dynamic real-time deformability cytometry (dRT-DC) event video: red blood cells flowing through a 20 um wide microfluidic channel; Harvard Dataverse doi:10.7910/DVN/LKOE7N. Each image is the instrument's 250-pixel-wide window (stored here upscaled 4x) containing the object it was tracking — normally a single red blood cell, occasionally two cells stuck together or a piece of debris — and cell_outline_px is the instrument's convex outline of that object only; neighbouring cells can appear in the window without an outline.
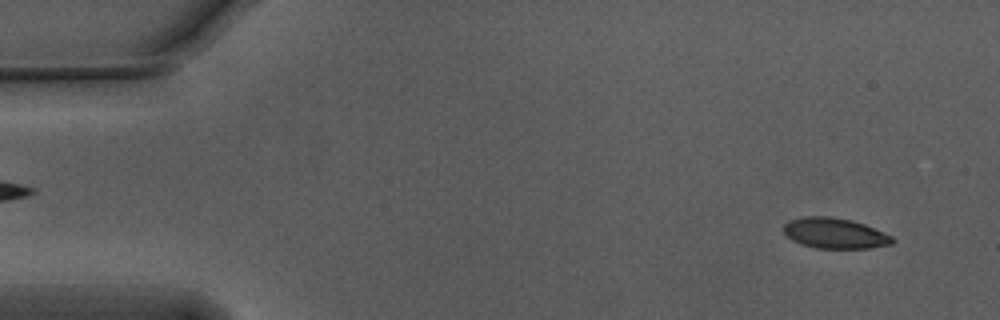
{"species": "Egyptian fruit bat (a non-hibernating species)", "species_latin": "Rousettus aegyptiacus", "temperature_condition": "warm", "stored_images_in_passage": 54, "camera_frame_rate_fps": 3000, "um_per_image_px": 0.085, "animal": {"sex": "male"}, "frame": {"image": 1, "passage_image": 3, "time_ms": 0.667, "image_size_px": [1000, 320], "cell_outline_px": [[896, 240], [892, 244], [868, 248], [816, 248], [792, 240], [784, 232], [784, 224], [788, 220], [804, 216], [828, 216], [852, 220], [864, 224], [884, 232], [892, 236]], "centroid_in_image_um": [70.97, 19.81], "position_along_channel_um": 14.0, "area_um2": 19.31}}
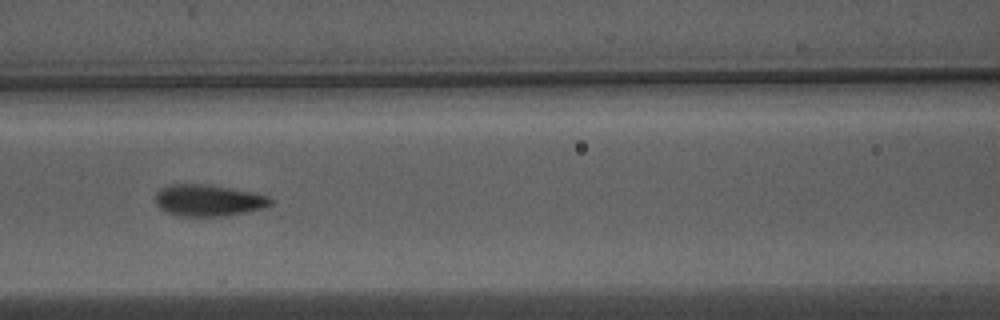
{"frame": {"image": 2, "passage_image": 23, "time_ms": 7.333, "image_size_px": [1000, 320], "cell_outline_px": [[272, 204], [264, 208], [224, 216], [176, 216], [164, 212], [156, 204], [156, 192], [160, 188], [172, 184], [204, 184], [256, 192], [268, 196], [272, 200]], "centroid_in_image_um": [17.7, 17.03], "position_along_channel_um": 148.9, "area_um2": 21.33}}
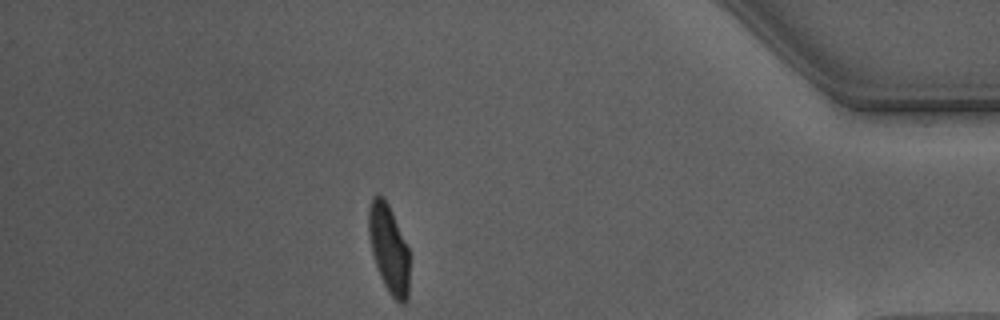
{"frame": {"image": 3, "passage_image": 47, "time_ms": 15.333, "image_size_px": [1000, 320], "cell_outline_px": [[408, 300], [404, 304], [400, 304], [388, 292], [380, 276], [372, 252], [368, 236], [368, 208], [372, 196], [376, 192], [384, 196], [392, 212], [408, 248]], "centroid_in_image_um": [33.02, 21.1], "position_along_channel_um": 402.2, "area_um2": 21.04}, "authors_computed_cell_mechanics": {"area_um2": 20.8947, "velocity_mm_per_s": 3.7419, "shape_relaxation_time_tau1_ms": 3.9349, "shape_relaxation_time_tau2_ms": 0.6563, "deformation_change_tau1": 0.174, "deformation_change_tau2": 0.0701}}